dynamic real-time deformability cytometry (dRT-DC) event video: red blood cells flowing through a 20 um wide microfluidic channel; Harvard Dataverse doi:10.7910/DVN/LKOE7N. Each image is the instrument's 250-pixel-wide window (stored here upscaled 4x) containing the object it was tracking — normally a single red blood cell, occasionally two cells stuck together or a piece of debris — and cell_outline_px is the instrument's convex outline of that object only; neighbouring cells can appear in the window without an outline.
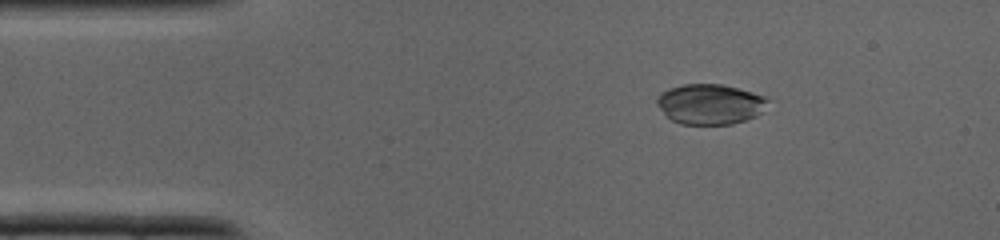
{"species": "common noctule bat (a hibernating species)", "species_latin": "Nyctalus noctula", "temperature_condition": "cold", "stored_images_in_passage": 34, "camera_frame_rate_fps": 3000, "um_per_image_px": 0.085, "animal": {"sex": "male", "body_mass_g": 19.0, "forearm_length_mm": 50.8}, "frame": {"image": 1, "passage_image": 3, "time_ms": 0.667, "image_size_px": [1000, 240], "cell_outline_px": [[768, 100], [760, 112], [756, 116], [732, 124], [680, 124], [672, 120], [656, 104], [656, 100], [668, 88], [684, 84], [720, 84], [768, 96]], "centroid_in_image_um": [60.36, 8.85], "position_along_channel_um": 24.6, "area_um2": 25.66}}
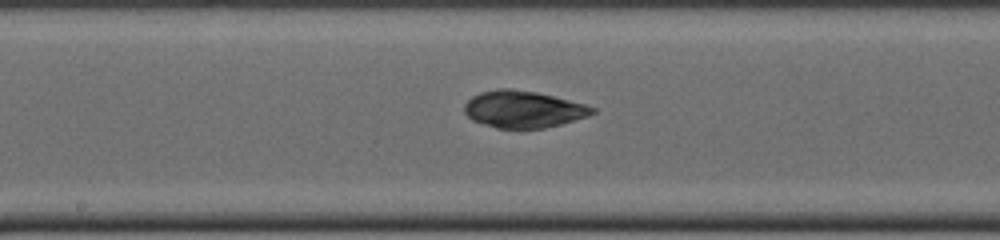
{"frame": {"image": 2, "passage_image": 16, "time_ms": 5.0, "image_size_px": [1000, 240], "cell_outline_px": [[596, 112], [588, 116], [560, 124], [544, 128], [496, 128], [472, 120], [464, 112], [464, 104], [472, 96], [480, 92], [496, 88], [508, 88], [536, 92], [584, 104], [596, 108]], "centroid_in_image_um": [44.45, 9.28], "position_along_channel_um": 203.8, "area_um2": 27.4}}
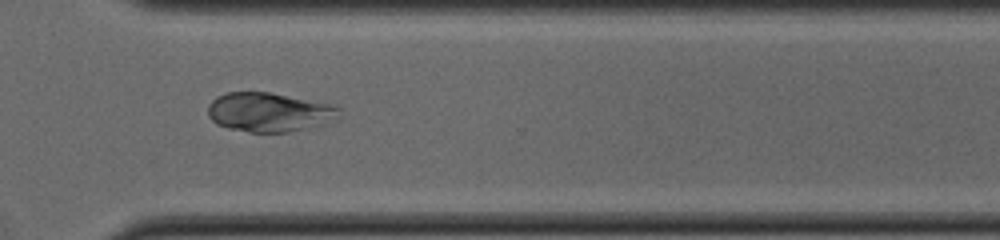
{"frame": {"image": 3, "passage_image": 24, "time_ms": 7.667, "image_size_px": [1000, 240], "cell_outline_px": [[340, 116], [336, 120], [288, 132], [248, 132], [228, 128], [216, 124], [208, 116], [208, 104], [216, 96], [228, 92], [272, 92], [328, 104], [336, 108]], "centroid_in_image_um": [22.8, 9.53], "position_along_channel_um": 347.8, "area_um2": 29.71}}